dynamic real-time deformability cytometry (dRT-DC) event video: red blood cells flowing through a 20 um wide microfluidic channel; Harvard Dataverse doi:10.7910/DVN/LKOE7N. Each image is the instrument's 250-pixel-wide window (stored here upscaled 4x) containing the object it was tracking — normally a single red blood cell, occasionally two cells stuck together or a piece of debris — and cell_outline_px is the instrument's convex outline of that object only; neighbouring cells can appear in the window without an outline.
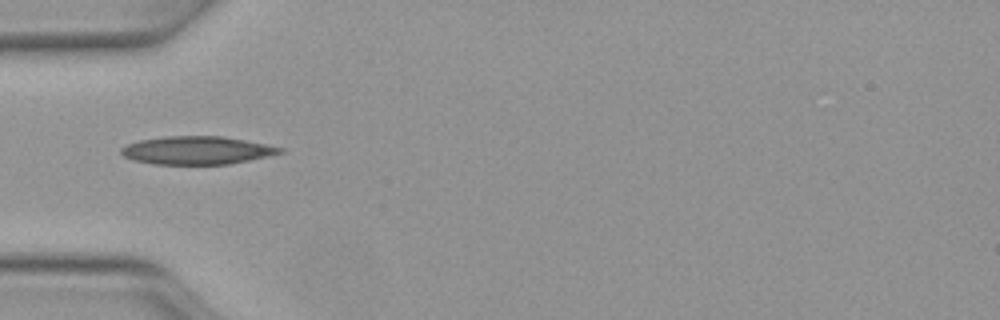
{"species": "Egyptian fruit bat (a non-hibernating species)", "species_latin": "Rousettus aegyptiacus", "temperature_condition": "warm", "stored_images_in_passage": 3, "camera_frame_rate_fps": 3000, "um_per_image_px": 0.085, "animal": {"sex": "female"}, "frame": {"image": 1, "passage_image": 1, "time_ms": 0.0, "image_size_px": [1000, 320], "cell_outline_px": [[284, 152], [268, 156], [228, 164], [152, 164], [132, 160], [124, 156], [120, 152], [120, 148], [128, 144], [140, 140], [164, 136], [224, 136], [284, 148]], "centroid_in_image_um": [16.71, 12.78], "position_along_channel_um": 68.3, "area_um2": 25.89}}